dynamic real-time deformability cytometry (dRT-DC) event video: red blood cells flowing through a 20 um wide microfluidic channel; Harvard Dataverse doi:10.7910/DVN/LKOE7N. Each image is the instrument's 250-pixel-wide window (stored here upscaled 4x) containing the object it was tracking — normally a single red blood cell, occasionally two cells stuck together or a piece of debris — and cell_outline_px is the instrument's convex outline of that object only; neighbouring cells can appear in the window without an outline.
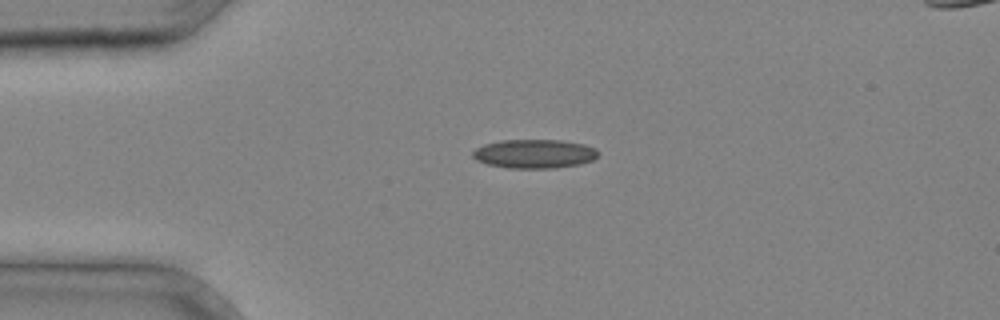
{"species": "common noctule bat (a hibernating species)", "species_latin": "Nyctalus noctula", "temperature_condition": "cold", "stored_images_in_passage": 28, "camera_frame_rate_fps": 3000, "um_per_image_px": 0.085, "animal": {"sex": "male", "body_mass_g": 20.4}, "frame": {"image": 1, "passage_image": 1, "time_ms": 0.0, "image_size_px": [1000, 320], "cell_outline_px": [[596, 156], [592, 160], [580, 164], [556, 168], [508, 168], [488, 164], [476, 160], [472, 156], [472, 152], [476, 148], [484, 144], [500, 140], [560, 140], [584, 144], [596, 148]], "centroid_in_image_um": [45.39, 13.07], "position_along_channel_um": 39.6, "area_um2": 21.1}}
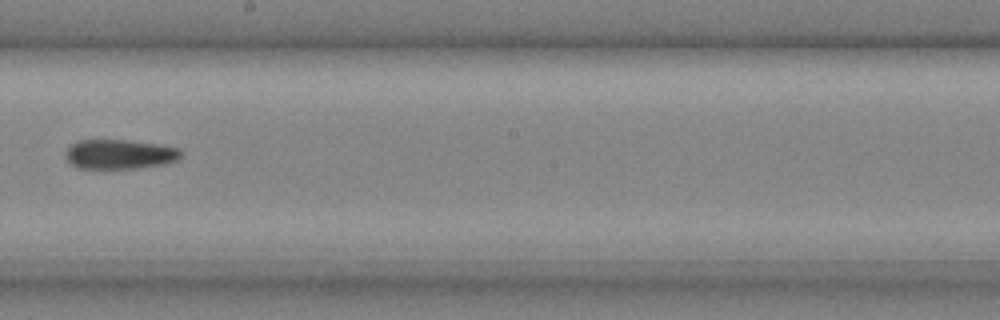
{"frame": {"image": 2, "passage_image": 14, "time_ms": 4.333, "image_size_px": [1000, 320], "cell_outline_px": [[184, 156], [176, 160], [164, 164], [136, 168], [76, 168], [68, 160], [68, 148], [76, 140], [124, 140], [156, 144], [180, 148]], "centroid_in_image_um": [10.22, 13.11], "position_along_channel_um": 238.0, "area_um2": 19.65}}
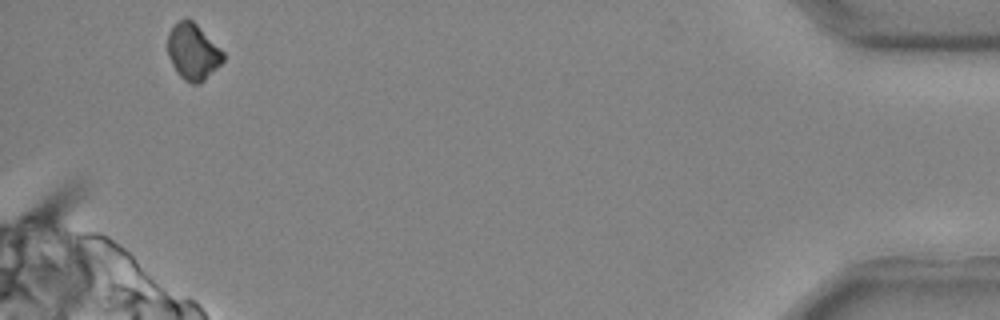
{"frame": {"image": 3, "passage_image": 28, "time_ms": 9.0, "image_size_px": [1000, 320], "cell_outline_px": [[224, 60], [200, 84], [192, 84], [184, 80], [176, 72], [168, 56], [168, 32], [180, 20], [192, 20], [224, 52]], "centroid_in_image_um": [16.39, 4.43], "position_along_channel_um": 418.8, "area_um2": 17.86}}